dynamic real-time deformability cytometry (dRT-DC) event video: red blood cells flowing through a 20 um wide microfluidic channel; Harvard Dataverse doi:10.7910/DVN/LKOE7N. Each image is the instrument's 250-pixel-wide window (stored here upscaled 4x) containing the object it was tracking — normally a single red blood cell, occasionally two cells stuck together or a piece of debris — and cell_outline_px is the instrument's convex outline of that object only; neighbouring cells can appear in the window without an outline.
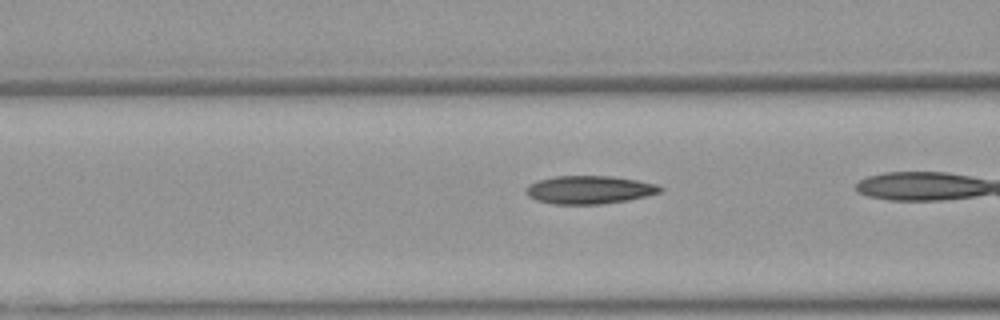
{"species": "Egyptian fruit bat (a non-hibernating species)", "species_latin": "Rousettus aegyptiacus", "temperature_condition": "warm", "stored_images_in_passage": 37, "camera_frame_rate_fps": 3000, "um_per_image_px": 0.085, "animal": {"sex": "female"}, "frame": {"image": 1, "passage_image": 17, "time_ms": 5.333, "image_size_px": [1000, 320], "cell_outline_px": [[664, 188], [660, 192], [628, 200], [600, 204], [552, 204], [536, 200], [528, 196], [524, 192], [524, 188], [528, 184], [536, 180], [552, 176], [612, 176], [636, 180], [656, 184]], "centroid_in_image_um": [50.01, 16.12], "position_along_channel_um": 116.6, "area_um2": 22.14}}
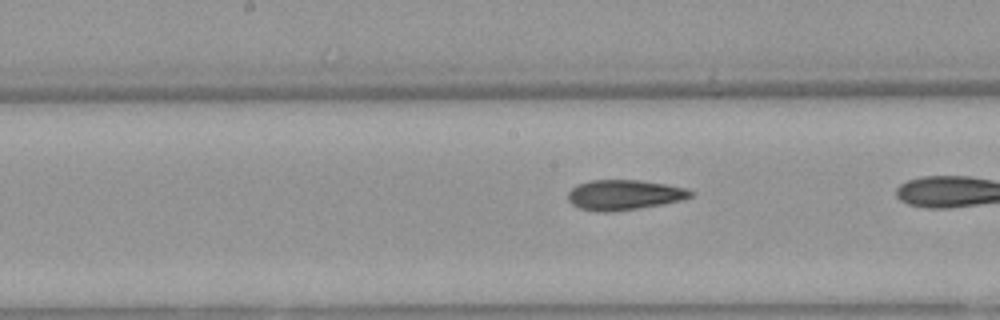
{"frame": {"image": 2, "passage_image": 23, "time_ms": 7.333, "image_size_px": [1000, 320], "cell_outline_px": [[692, 196], [680, 200], [660, 204], [612, 212], [596, 212], [580, 208], [572, 204], [568, 200], [568, 192], [576, 184], [592, 180], [640, 180], [664, 184], [684, 188], [692, 192]], "centroid_in_image_um": [52.98, 16.56], "position_along_channel_um": 195.2, "area_um2": 21.27}}